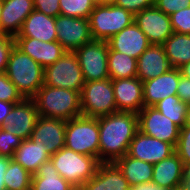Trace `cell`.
Instances as JSON below:
<instances>
[{
	"mask_svg": "<svg viewBox=\"0 0 190 190\" xmlns=\"http://www.w3.org/2000/svg\"><path fill=\"white\" fill-rule=\"evenodd\" d=\"M34 9L33 0H3L0 34L18 36L23 22Z\"/></svg>",
	"mask_w": 190,
	"mask_h": 190,
	"instance_id": "20",
	"label": "cell"
},
{
	"mask_svg": "<svg viewBox=\"0 0 190 190\" xmlns=\"http://www.w3.org/2000/svg\"><path fill=\"white\" fill-rule=\"evenodd\" d=\"M99 162L114 163L128 153L130 142L139 131L134 112L117 111L98 118Z\"/></svg>",
	"mask_w": 190,
	"mask_h": 190,
	"instance_id": "1",
	"label": "cell"
},
{
	"mask_svg": "<svg viewBox=\"0 0 190 190\" xmlns=\"http://www.w3.org/2000/svg\"><path fill=\"white\" fill-rule=\"evenodd\" d=\"M114 164L122 172L130 186L152 182L153 164L132 158L128 154L119 158Z\"/></svg>",
	"mask_w": 190,
	"mask_h": 190,
	"instance_id": "26",
	"label": "cell"
},
{
	"mask_svg": "<svg viewBox=\"0 0 190 190\" xmlns=\"http://www.w3.org/2000/svg\"><path fill=\"white\" fill-rule=\"evenodd\" d=\"M175 152L183 164L190 163V125L185 124L180 128V135L175 147Z\"/></svg>",
	"mask_w": 190,
	"mask_h": 190,
	"instance_id": "35",
	"label": "cell"
},
{
	"mask_svg": "<svg viewBox=\"0 0 190 190\" xmlns=\"http://www.w3.org/2000/svg\"><path fill=\"white\" fill-rule=\"evenodd\" d=\"M134 22L151 44H163L173 34L170 16L155 5L135 14Z\"/></svg>",
	"mask_w": 190,
	"mask_h": 190,
	"instance_id": "13",
	"label": "cell"
},
{
	"mask_svg": "<svg viewBox=\"0 0 190 190\" xmlns=\"http://www.w3.org/2000/svg\"><path fill=\"white\" fill-rule=\"evenodd\" d=\"M186 124L190 125V105L187 109Z\"/></svg>",
	"mask_w": 190,
	"mask_h": 190,
	"instance_id": "49",
	"label": "cell"
},
{
	"mask_svg": "<svg viewBox=\"0 0 190 190\" xmlns=\"http://www.w3.org/2000/svg\"><path fill=\"white\" fill-rule=\"evenodd\" d=\"M32 99L41 117L68 121L82 115L78 91L43 85Z\"/></svg>",
	"mask_w": 190,
	"mask_h": 190,
	"instance_id": "2",
	"label": "cell"
},
{
	"mask_svg": "<svg viewBox=\"0 0 190 190\" xmlns=\"http://www.w3.org/2000/svg\"><path fill=\"white\" fill-rule=\"evenodd\" d=\"M177 96L180 100L188 105H190V79L184 76H180L178 87H177Z\"/></svg>",
	"mask_w": 190,
	"mask_h": 190,
	"instance_id": "41",
	"label": "cell"
},
{
	"mask_svg": "<svg viewBox=\"0 0 190 190\" xmlns=\"http://www.w3.org/2000/svg\"><path fill=\"white\" fill-rule=\"evenodd\" d=\"M65 147L99 160L98 118L79 116L67 121Z\"/></svg>",
	"mask_w": 190,
	"mask_h": 190,
	"instance_id": "5",
	"label": "cell"
},
{
	"mask_svg": "<svg viewBox=\"0 0 190 190\" xmlns=\"http://www.w3.org/2000/svg\"><path fill=\"white\" fill-rule=\"evenodd\" d=\"M84 84L82 70L74 52L66 51L59 60L44 69V85L81 93Z\"/></svg>",
	"mask_w": 190,
	"mask_h": 190,
	"instance_id": "8",
	"label": "cell"
},
{
	"mask_svg": "<svg viewBox=\"0 0 190 190\" xmlns=\"http://www.w3.org/2000/svg\"><path fill=\"white\" fill-rule=\"evenodd\" d=\"M22 139L0 127V156L13 158L14 151L20 146Z\"/></svg>",
	"mask_w": 190,
	"mask_h": 190,
	"instance_id": "34",
	"label": "cell"
},
{
	"mask_svg": "<svg viewBox=\"0 0 190 190\" xmlns=\"http://www.w3.org/2000/svg\"><path fill=\"white\" fill-rule=\"evenodd\" d=\"M113 51L138 57L151 45L144 32L133 22L107 41Z\"/></svg>",
	"mask_w": 190,
	"mask_h": 190,
	"instance_id": "19",
	"label": "cell"
},
{
	"mask_svg": "<svg viewBox=\"0 0 190 190\" xmlns=\"http://www.w3.org/2000/svg\"><path fill=\"white\" fill-rule=\"evenodd\" d=\"M16 37L35 38L43 42L57 41L55 17L34 9L23 22Z\"/></svg>",
	"mask_w": 190,
	"mask_h": 190,
	"instance_id": "23",
	"label": "cell"
},
{
	"mask_svg": "<svg viewBox=\"0 0 190 190\" xmlns=\"http://www.w3.org/2000/svg\"><path fill=\"white\" fill-rule=\"evenodd\" d=\"M107 41L92 40L74 51L85 82L109 78Z\"/></svg>",
	"mask_w": 190,
	"mask_h": 190,
	"instance_id": "9",
	"label": "cell"
},
{
	"mask_svg": "<svg viewBox=\"0 0 190 190\" xmlns=\"http://www.w3.org/2000/svg\"><path fill=\"white\" fill-rule=\"evenodd\" d=\"M173 32L190 34V7L170 15Z\"/></svg>",
	"mask_w": 190,
	"mask_h": 190,
	"instance_id": "36",
	"label": "cell"
},
{
	"mask_svg": "<svg viewBox=\"0 0 190 190\" xmlns=\"http://www.w3.org/2000/svg\"><path fill=\"white\" fill-rule=\"evenodd\" d=\"M184 190H190V181H182V186Z\"/></svg>",
	"mask_w": 190,
	"mask_h": 190,
	"instance_id": "48",
	"label": "cell"
},
{
	"mask_svg": "<svg viewBox=\"0 0 190 190\" xmlns=\"http://www.w3.org/2000/svg\"><path fill=\"white\" fill-rule=\"evenodd\" d=\"M59 4L60 15L86 19L96 5L94 0H59Z\"/></svg>",
	"mask_w": 190,
	"mask_h": 190,
	"instance_id": "32",
	"label": "cell"
},
{
	"mask_svg": "<svg viewBox=\"0 0 190 190\" xmlns=\"http://www.w3.org/2000/svg\"><path fill=\"white\" fill-rule=\"evenodd\" d=\"M180 76L178 68H171L154 79L143 81L144 107L155 106L160 100L177 95Z\"/></svg>",
	"mask_w": 190,
	"mask_h": 190,
	"instance_id": "18",
	"label": "cell"
},
{
	"mask_svg": "<svg viewBox=\"0 0 190 190\" xmlns=\"http://www.w3.org/2000/svg\"><path fill=\"white\" fill-rule=\"evenodd\" d=\"M138 116L139 131L147 136L171 143L176 147L180 135V127L162 115L154 106L143 107Z\"/></svg>",
	"mask_w": 190,
	"mask_h": 190,
	"instance_id": "10",
	"label": "cell"
},
{
	"mask_svg": "<svg viewBox=\"0 0 190 190\" xmlns=\"http://www.w3.org/2000/svg\"><path fill=\"white\" fill-rule=\"evenodd\" d=\"M15 46L44 69L59 60L66 50L58 41L43 42L35 38L15 37Z\"/></svg>",
	"mask_w": 190,
	"mask_h": 190,
	"instance_id": "17",
	"label": "cell"
},
{
	"mask_svg": "<svg viewBox=\"0 0 190 190\" xmlns=\"http://www.w3.org/2000/svg\"><path fill=\"white\" fill-rule=\"evenodd\" d=\"M188 104L182 102L177 95H171L160 100L156 107L162 115L172 120L177 126L182 128L186 124Z\"/></svg>",
	"mask_w": 190,
	"mask_h": 190,
	"instance_id": "30",
	"label": "cell"
},
{
	"mask_svg": "<svg viewBox=\"0 0 190 190\" xmlns=\"http://www.w3.org/2000/svg\"><path fill=\"white\" fill-rule=\"evenodd\" d=\"M117 111L134 112L144 107L143 82L138 77L112 80Z\"/></svg>",
	"mask_w": 190,
	"mask_h": 190,
	"instance_id": "16",
	"label": "cell"
},
{
	"mask_svg": "<svg viewBox=\"0 0 190 190\" xmlns=\"http://www.w3.org/2000/svg\"><path fill=\"white\" fill-rule=\"evenodd\" d=\"M2 8H3V0H0V18H1Z\"/></svg>",
	"mask_w": 190,
	"mask_h": 190,
	"instance_id": "50",
	"label": "cell"
},
{
	"mask_svg": "<svg viewBox=\"0 0 190 190\" xmlns=\"http://www.w3.org/2000/svg\"><path fill=\"white\" fill-rule=\"evenodd\" d=\"M174 152L175 147L171 143L163 142L138 131L130 142L127 154L132 158L156 164Z\"/></svg>",
	"mask_w": 190,
	"mask_h": 190,
	"instance_id": "14",
	"label": "cell"
},
{
	"mask_svg": "<svg viewBox=\"0 0 190 190\" xmlns=\"http://www.w3.org/2000/svg\"><path fill=\"white\" fill-rule=\"evenodd\" d=\"M113 4L135 15L146 8L154 6V0H115Z\"/></svg>",
	"mask_w": 190,
	"mask_h": 190,
	"instance_id": "39",
	"label": "cell"
},
{
	"mask_svg": "<svg viewBox=\"0 0 190 190\" xmlns=\"http://www.w3.org/2000/svg\"><path fill=\"white\" fill-rule=\"evenodd\" d=\"M55 25L57 41L68 52H74L93 40L89 19L58 15Z\"/></svg>",
	"mask_w": 190,
	"mask_h": 190,
	"instance_id": "11",
	"label": "cell"
},
{
	"mask_svg": "<svg viewBox=\"0 0 190 190\" xmlns=\"http://www.w3.org/2000/svg\"><path fill=\"white\" fill-rule=\"evenodd\" d=\"M175 190H184V189L180 187V188H177V189H175Z\"/></svg>",
	"mask_w": 190,
	"mask_h": 190,
	"instance_id": "51",
	"label": "cell"
},
{
	"mask_svg": "<svg viewBox=\"0 0 190 190\" xmlns=\"http://www.w3.org/2000/svg\"><path fill=\"white\" fill-rule=\"evenodd\" d=\"M108 73L111 80L133 78L137 76V59L127 54L108 51Z\"/></svg>",
	"mask_w": 190,
	"mask_h": 190,
	"instance_id": "29",
	"label": "cell"
},
{
	"mask_svg": "<svg viewBox=\"0 0 190 190\" xmlns=\"http://www.w3.org/2000/svg\"><path fill=\"white\" fill-rule=\"evenodd\" d=\"M115 0H94L96 5H110L113 4Z\"/></svg>",
	"mask_w": 190,
	"mask_h": 190,
	"instance_id": "47",
	"label": "cell"
},
{
	"mask_svg": "<svg viewBox=\"0 0 190 190\" xmlns=\"http://www.w3.org/2000/svg\"><path fill=\"white\" fill-rule=\"evenodd\" d=\"M15 46L12 36L0 34V72H5L10 53Z\"/></svg>",
	"mask_w": 190,
	"mask_h": 190,
	"instance_id": "37",
	"label": "cell"
},
{
	"mask_svg": "<svg viewBox=\"0 0 190 190\" xmlns=\"http://www.w3.org/2000/svg\"><path fill=\"white\" fill-rule=\"evenodd\" d=\"M39 117L33 99H23L14 104L10 113L3 120L5 131L18 136L22 140L29 139Z\"/></svg>",
	"mask_w": 190,
	"mask_h": 190,
	"instance_id": "12",
	"label": "cell"
},
{
	"mask_svg": "<svg viewBox=\"0 0 190 190\" xmlns=\"http://www.w3.org/2000/svg\"><path fill=\"white\" fill-rule=\"evenodd\" d=\"M183 181H190V163L183 164Z\"/></svg>",
	"mask_w": 190,
	"mask_h": 190,
	"instance_id": "46",
	"label": "cell"
},
{
	"mask_svg": "<svg viewBox=\"0 0 190 190\" xmlns=\"http://www.w3.org/2000/svg\"><path fill=\"white\" fill-rule=\"evenodd\" d=\"M5 74L24 99H32L44 85V68L16 46L10 53Z\"/></svg>",
	"mask_w": 190,
	"mask_h": 190,
	"instance_id": "3",
	"label": "cell"
},
{
	"mask_svg": "<svg viewBox=\"0 0 190 190\" xmlns=\"http://www.w3.org/2000/svg\"><path fill=\"white\" fill-rule=\"evenodd\" d=\"M181 75L190 79V62L182 65L180 68H178Z\"/></svg>",
	"mask_w": 190,
	"mask_h": 190,
	"instance_id": "45",
	"label": "cell"
},
{
	"mask_svg": "<svg viewBox=\"0 0 190 190\" xmlns=\"http://www.w3.org/2000/svg\"><path fill=\"white\" fill-rule=\"evenodd\" d=\"M130 190H170V189L159 187L152 182H148L131 186Z\"/></svg>",
	"mask_w": 190,
	"mask_h": 190,
	"instance_id": "44",
	"label": "cell"
},
{
	"mask_svg": "<svg viewBox=\"0 0 190 190\" xmlns=\"http://www.w3.org/2000/svg\"><path fill=\"white\" fill-rule=\"evenodd\" d=\"M172 68L162 44H151L137 59V76L142 82L154 79Z\"/></svg>",
	"mask_w": 190,
	"mask_h": 190,
	"instance_id": "21",
	"label": "cell"
},
{
	"mask_svg": "<svg viewBox=\"0 0 190 190\" xmlns=\"http://www.w3.org/2000/svg\"><path fill=\"white\" fill-rule=\"evenodd\" d=\"M10 159L11 158L0 156V190H6L4 175L8 168Z\"/></svg>",
	"mask_w": 190,
	"mask_h": 190,
	"instance_id": "42",
	"label": "cell"
},
{
	"mask_svg": "<svg viewBox=\"0 0 190 190\" xmlns=\"http://www.w3.org/2000/svg\"><path fill=\"white\" fill-rule=\"evenodd\" d=\"M66 124L67 121L63 119L39 116L30 139L32 141H40V144L47 146L48 155L51 157L65 147Z\"/></svg>",
	"mask_w": 190,
	"mask_h": 190,
	"instance_id": "15",
	"label": "cell"
},
{
	"mask_svg": "<svg viewBox=\"0 0 190 190\" xmlns=\"http://www.w3.org/2000/svg\"><path fill=\"white\" fill-rule=\"evenodd\" d=\"M130 187L114 163H100L95 175L79 190H130Z\"/></svg>",
	"mask_w": 190,
	"mask_h": 190,
	"instance_id": "22",
	"label": "cell"
},
{
	"mask_svg": "<svg viewBox=\"0 0 190 190\" xmlns=\"http://www.w3.org/2000/svg\"><path fill=\"white\" fill-rule=\"evenodd\" d=\"M183 163L176 152L159 163L153 164L152 183L159 187L175 190L182 186Z\"/></svg>",
	"mask_w": 190,
	"mask_h": 190,
	"instance_id": "24",
	"label": "cell"
},
{
	"mask_svg": "<svg viewBox=\"0 0 190 190\" xmlns=\"http://www.w3.org/2000/svg\"><path fill=\"white\" fill-rule=\"evenodd\" d=\"M50 160L60 176L77 190L95 175L100 164L96 157L76 153L67 147L53 154Z\"/></svg>",
	"mask_w": 190,
	"mask_h": 190,
	"instance_id": "4",
	"label": "cell"
},
{
	"mask_svg": "<svg viewBox=\"0 0 190 190\" xmlns=\"http://www.w3.org/2000/svg\"><path fill=\"white\" fill-rule=\"evenodd\" d=\"M154 5L167 15L190 7V0H154Z\"/></svg>",
	"mask_w": 190,
	"mask_h": 190,
	"instance_id": "38",
	"label": "cell"
},
{
	"mask_svg": "<svg viewBox=\"0 0 190 190\" xmlns=\"http://www.w3.org/2000/svg\"><path fill=\"white\" fill-rule=\"evenodd\" d=\"M32 174L12 158L4 175L6 190H30Z\"/></svg>",
	"mask_w": 190,
	"mask_h": 190,
	"instance_id": "31",
	"label": "cell"
},
{
	"mask_svg": "<svg viewBox=\"0 0 190 190\" xmlns=\"http://www.w3.org/2000/svg\"><path fill=\"white\" fill-rule=\"evenodd\" d=\"M162 45L172 68L190 62V34L173 32Z\"/></svg>",
	"mask_w": 190,
	"mask_h": 190,
	"instance_id": "28",
	"label": "cell"
},
{
	"mask_svg": "<svg viewBox=\"0 0 190 190\" xmlns=\"http://www.w3.org/2000/svg\"><path fill=\"white\" fill-rule=\"evenodd\" d=\"M16 103L4 102L0 100V127L3 126L4 118L10 113Z\"/></svg>",
	"mask_w": 190,
	"mask_h": 190,
	"instance_id": "43",
	"label": "cell"
},
{
	"mask_svg": "<svg viewBox=\"0 0 190 190\" xmlns=\"http://www.w3.org/2000/svg\"><path fill=\"white\" fill-rule=\"evenodd\" d=\"M80 97L82 116L100 118L117 112L110 78L85 82Z\"/></svg>",
	"mask_w": 190,
	"mask_h": 190,
	"instance_id": "7",
	"label": "cell"
},
{
	"mask_svg": "<svg viewBox=\"0 0 190 190\" xmlns=\"http://www.w3.org/2000/svg\"><path fill=\"white\" fill-rule=\"evenodd\" d=\"M23 99L24 98L5 72H0V100L10 103H19Z\"/></svg>",
	"mask_w": 190,
	"mask_h": 190,
	"instance_id": "33",
	"label": "cell"
},
{
	"mask_svg": "<svg viewBox=\"0 0 190 190\" xmlns=\"http://www.w3.org/2000/svg\"><path fill=\"white\" fill-rule=\"evenodd\" d=\"M35 10L47 16L57 17L60 15L59 0H33Z\"/></svg>",
	"mask_w": 190,
	"mask_h": 190,
	"instance_id": "40",
	"label": "cell"
},
{
	"mask_svg": "<svg viewBox=\"0 0 190 190\" xmlns=\"http://www.w3.org/2000/svg\"><path fill=\"white\" fill-rule=\"evenodd\" d=\"M93 40L108 41L134 22V15L114 4L95 5L89 16Z\"/></svg>",
	"mask_w": 190,
	"mask_h": 190,
	"instance_id": "6",
	"label": "cell"
},
{
	"mask_svg": "<svg viewBox=\"0 0 190 190\" xmlns=\"http://www.w3.org/2000/svg\"><path fill=\"white\" fill-rule=\"evenodd\" d=\"M30 190H77L64 180L51 160L44 162L32 176Z\"/></svg>",
	"mask_w": 190,
	"mask_h": 190,
	"instance_id": "27",
	"label": "cell"
},
{
	"mask_svg": "<svg viewBox=\"0 0 190 190\" xmlns=\"http://www.w3.org/2000/svg\"><path fill=\"white\" fill-rule=\"evenodd\" d=\"M12 159L33 175L44 162L50 160V156L47 146L29 138L21 141Z\"/></svg>",
	"mask_w": 190,
	"mask_h": 190,
	"instance_id": "25",
	"label": "cell"
}]
</instances>
